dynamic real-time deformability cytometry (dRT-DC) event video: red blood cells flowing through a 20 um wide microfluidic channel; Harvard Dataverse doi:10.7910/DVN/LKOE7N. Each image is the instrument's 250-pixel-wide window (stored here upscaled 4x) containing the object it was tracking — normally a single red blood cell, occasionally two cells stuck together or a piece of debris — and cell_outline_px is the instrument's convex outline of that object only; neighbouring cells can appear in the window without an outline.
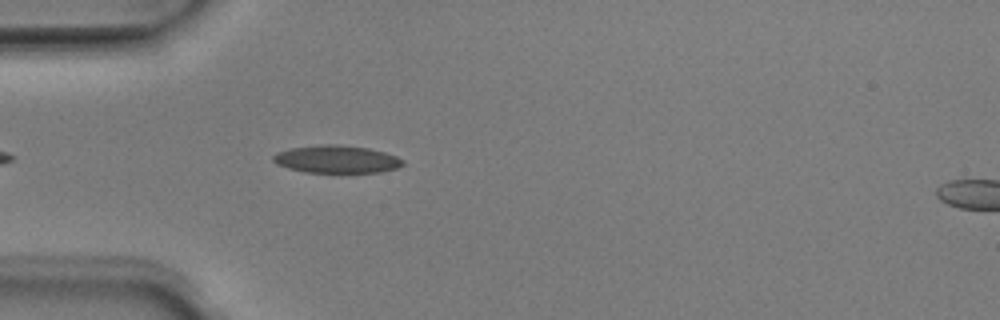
{"species": "Egyptian fruit bat (a non-hibernating species)", "species_latin": "Rousettus aegyptiacus", "temperature_condition": "room temperature", "stored_images_in_passage": 20, "camera_frame_rate_fps": 3000, "um_per_image_px": 0.085, "animal": {"sex": "male"}, "frame": {"image": 1, "passage_image": 5, "time_ms": 1.333, "image_size_px": [1000, 320], "cell_outline_px": [[404, 164], [396, 168], [380, 172], [304, 172], [288, 168], [276, 164], [272, 160], [272, 156], [276, 152], [292, 148], [324, 144], [336, 144], [368, 148], [384, 152], [396, 156], [404, 160]], "centroid_in_image_um": [28.59, 13.53], "position_along_channel_um": 56.4, "area_um2": 20.81}}
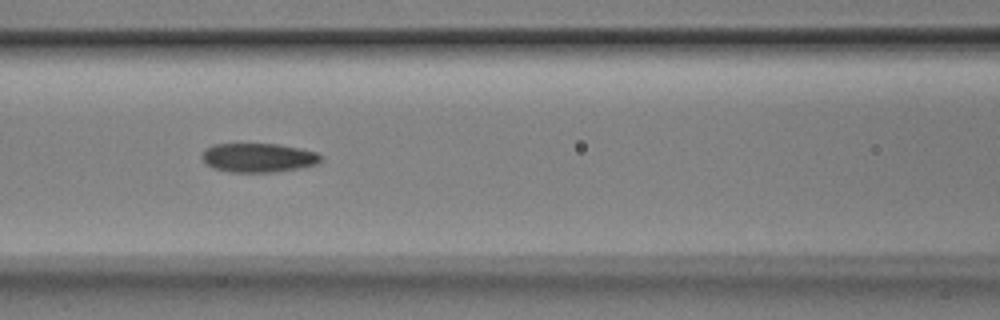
{"frame": {"image": 2, "passage_image": 12, "time_ms": 3.667, "image_size_px": [1000, 320], "cell_outline_px": [[324, 156], [316, 164], [276, 172], [228, 172], [212, 168], [200, 156], [204, 148], [212, 144], [276, 144], [300, 148], [316, 152]], "centroid_in_image_um": [21.92, 13.4], "position_along_channel_um": 144.7, "area_um2": 20.17}}
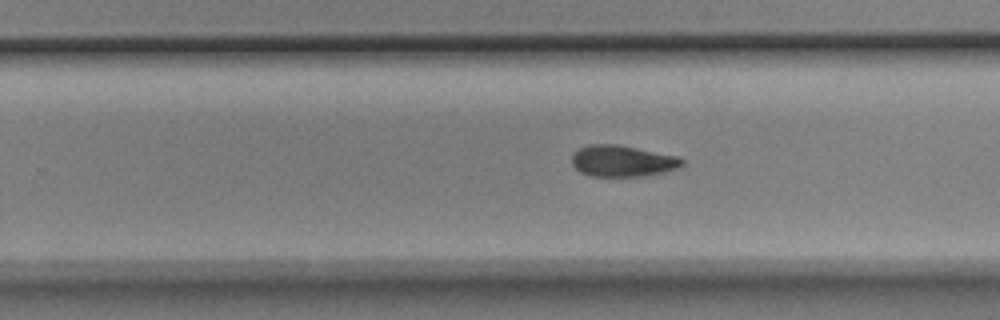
{"frame": {"image": 3, "passage_image": 19, "time_ms": 6.0, "image_size_px": [1000, 320], "cell_outline_px": [[684, 164], [680, 168], [664, 172], [644, 176], [588, 176], [580, 172], [572, 164], [572, 156], [580, 148], [588, 144], [616, 144], [680, 156], [684, 160]], "centroid_in_image_um": [52.95, 13.69], "position_along_channel_um": 276.9, "area_um2": 20.29}}